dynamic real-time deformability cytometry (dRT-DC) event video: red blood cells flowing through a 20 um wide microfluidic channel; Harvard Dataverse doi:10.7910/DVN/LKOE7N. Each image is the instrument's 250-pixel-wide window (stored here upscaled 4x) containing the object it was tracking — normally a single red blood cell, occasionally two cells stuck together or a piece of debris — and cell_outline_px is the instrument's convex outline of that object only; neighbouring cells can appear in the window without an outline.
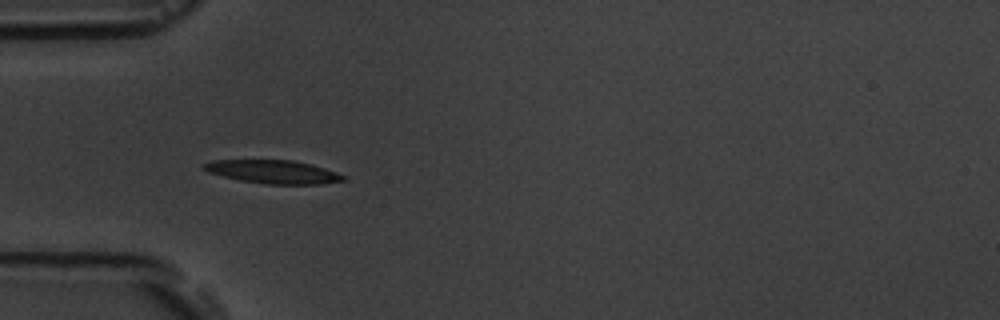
{"species": "common noctule bat (a hibernating species)", "species_latin": "Nyctalus noctula", "temperature_condition": "room temperature", "stored_images_in_passage": 2, "camera_frame_rate_fps": 3000, "um_per_image_px": 0.085, "animal": {"sex": "male", "body_mass_g": 19.5, "forearm_length_mm": 54.6}, "frame": {"image": 1, "passage_image": 1, "time_ms": 0.0, "image_size_px": [1000, 320], "cell_outline_px": [[348, 180], [320, 184], [268, 184], [240, 180], [208, 172], [200, 168], [200, 164], [212, 160], [292, 160], [312, 164], [348, 176]], "centroid_in_image_um": [23.23, 14.6], "position_along_channel_um": 61.8, "area_um2": 19.13}}
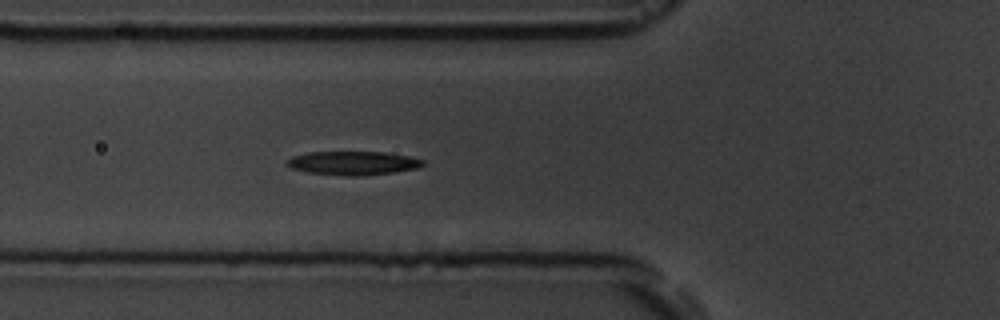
{"frame": {"image": 2, "passage_image": 2, "time_ms": 1.0, "image_size_px": [1000, 320], "cell_outline_px": [[424, 164], [420, 168], [364, 176], [348, 176], [308, 172], [292, 168], [284, 164], [284, 160], [292, 156], [308, 152], [384, 152], [408, 156], [424, 160]], "centroid_in_image_um": [29.98, 13.86], "position_along_channel_um": 95.8, "area_um2": 18.9}}